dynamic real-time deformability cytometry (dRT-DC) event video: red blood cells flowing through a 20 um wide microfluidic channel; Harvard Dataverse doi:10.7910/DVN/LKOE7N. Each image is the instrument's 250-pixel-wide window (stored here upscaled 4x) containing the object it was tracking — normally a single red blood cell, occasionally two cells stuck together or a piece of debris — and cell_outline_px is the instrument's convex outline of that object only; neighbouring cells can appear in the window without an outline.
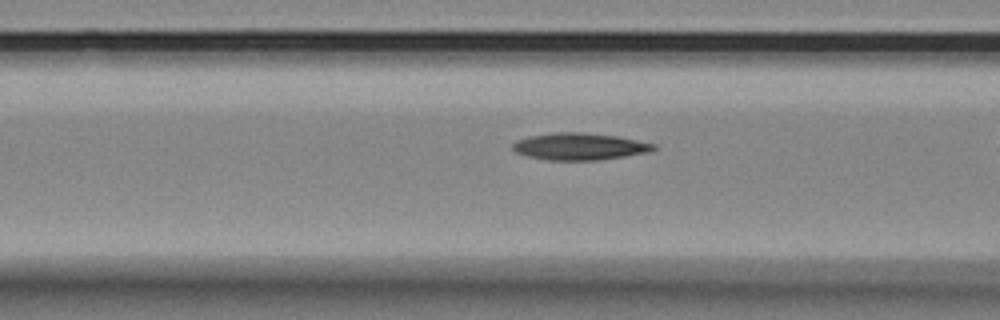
{"species": "Egyptian fruit bat (a non-hibernating species)", "species_latin": "Rousettus aegyptiacus", "temperature_condition": "room temperature", "stored_images_in_passage": 19, "camera_frame_rate_fps": 3000, "um_per_image_px": 0.085, "animal": {"sex": "female"}, "frame": {"image": 1, "passage_image": 17, "time_ms": 5.333, "image_size_px": [1000, 320], "cell_outline_px": [[656, 148], [648, 152], [624, 156], [596, 160], [548, 160], [528, 156], [516, 152], [512, 148], [512, 144], [516, 140], [528, 136], [552, 132], [580, 132], [616, 136], [656, 144]], "centroid_in_image_um": [49.22, 12.44], "position_along_channel_um": 117.4, "area_um2": 22.02}}